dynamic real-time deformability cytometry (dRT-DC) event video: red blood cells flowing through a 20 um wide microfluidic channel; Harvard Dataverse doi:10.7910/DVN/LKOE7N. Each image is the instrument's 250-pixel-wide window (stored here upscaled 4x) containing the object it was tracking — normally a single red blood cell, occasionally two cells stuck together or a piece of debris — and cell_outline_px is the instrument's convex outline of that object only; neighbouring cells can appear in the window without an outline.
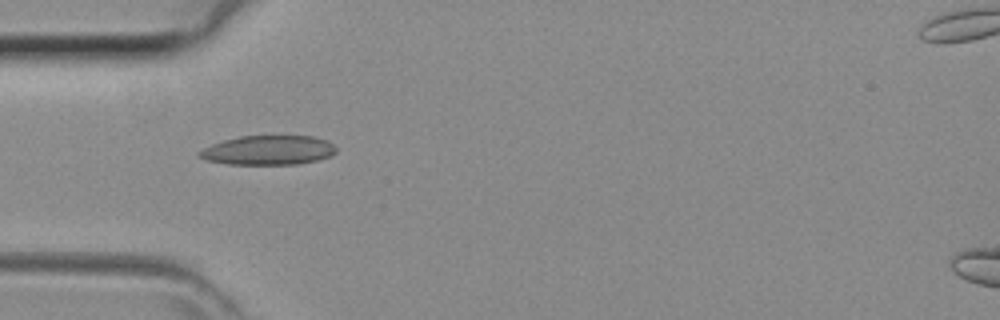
{"species": "common noctule bat (a hibernating species)", "species_latin": "Nyctalus noctula", "temperature_condition": "room temperature", "stored_images_in_passage": 31, "camera_frame_rate_fps": 3000, "um_per_image_px": 0.085, "animal": {"sex": "female", "body_mass_g": 29.2, "forearm_length_mm": 56.3}, "frame": {"image": 1, "passage_image": 1, "time_ms": 0.0, "image_size_px": [1000, 320], "cell_outline_px": [[336, 152], [328, 156], [316, 160], [300, 164], [228, 164], [208, 160], [196, 156], [196, 152], [212, 144], [224, 140], [240, 136], [312, 136], [328, 140], [336, 148]], "centroid_in_image_um": [22.78, 12.76], "position_along_channel_um": 62.2, "area_um2": 23.35}}
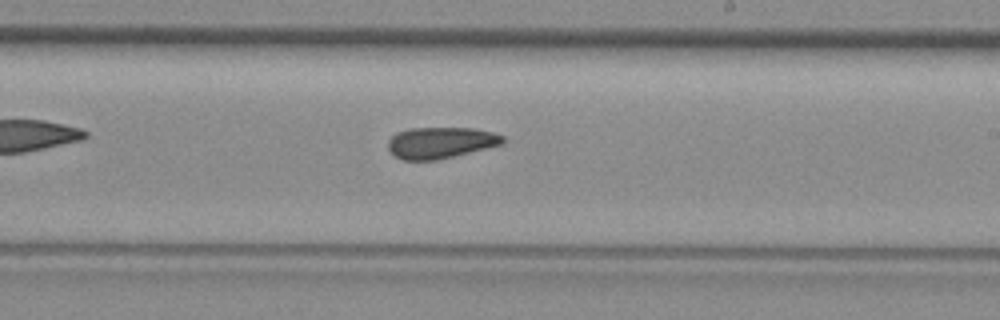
{"frame": {"image": 2, "passage_image": 13, "time_ms": 4.0, "image_size_px": [1000, 320], "cell_outline_px": [[504, 140], [500, 144], [436, 160], [404, 160], [396, 156], [388, 148], [388, 140], [396, 132], [412, 128], [476, 128], [492, 132], [504, 136]], "centroid_in_image_um": [37.41, 12.11], "position_along_channel_um": 251.6, "area_um2": 20.58}}
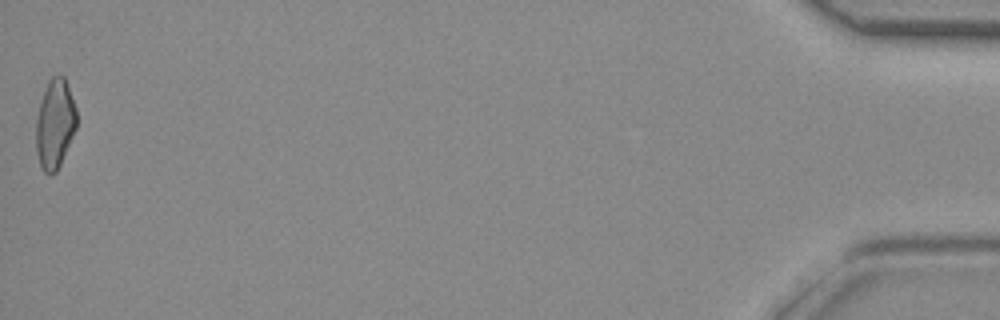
{"frame": {"image": 3, "passage_image": 31, "time_ms": 10.0, "image_size_px": [1000, 320], "cell_outline_px": [[76, 128], [60, 164], [56, 172], [52, 176], [48, 176], [44, 172], [40, 164], [36, 152], [36, 120], [40, 104], [48, 80], [52, 76], [64, 76], [76, 108]], "centroid_in_image_um": [4.66, 10.57], "position_along_channel_um": 430.5, "area_um2": 20.92}}